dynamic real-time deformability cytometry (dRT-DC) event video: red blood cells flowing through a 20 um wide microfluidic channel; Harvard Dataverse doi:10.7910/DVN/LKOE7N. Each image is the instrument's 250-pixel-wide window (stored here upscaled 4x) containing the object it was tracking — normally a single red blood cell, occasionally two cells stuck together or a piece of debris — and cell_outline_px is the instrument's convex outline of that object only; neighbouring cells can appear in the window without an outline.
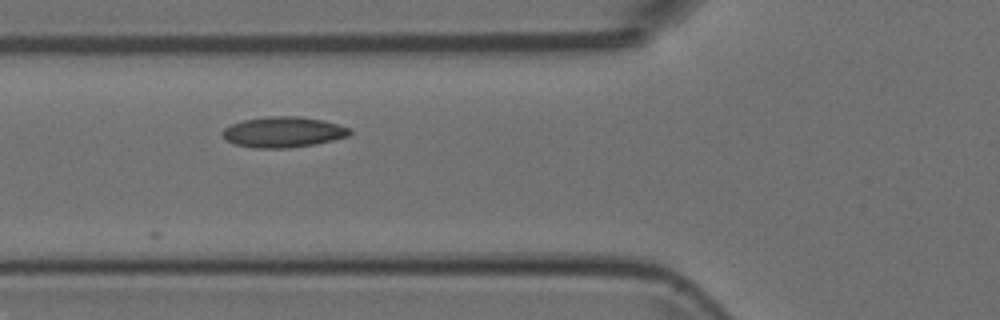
{"species": "Egyptian fruit bat (a non-hibernating species)", "species_latin": "Rousettus aegyptiacus", "temperature_condition": "room temperature", "stored_images_in_passage": 7, "camera_frame_rate_fps": 3000, "um_per_image_px": 0.085, "animal": {"sex": "female"}, "frame": {"image": 1, "passage_image": 2, "time_ms": 0.333, "image_size_px": [1000, 320], "cell_outline_px": [[352, 132], [348, 136], [316, 144], [288, 148], [256, 148], [232, 144], [220, 132], [224, 128], [232, 124], [244, 120], [264, 116], [300, 116], [324, 120], [348, 128]], "centroid_in_image_um": [24.05, 11.22], "position_along_channel_um": 101.7, "area_um2": 22.72}}
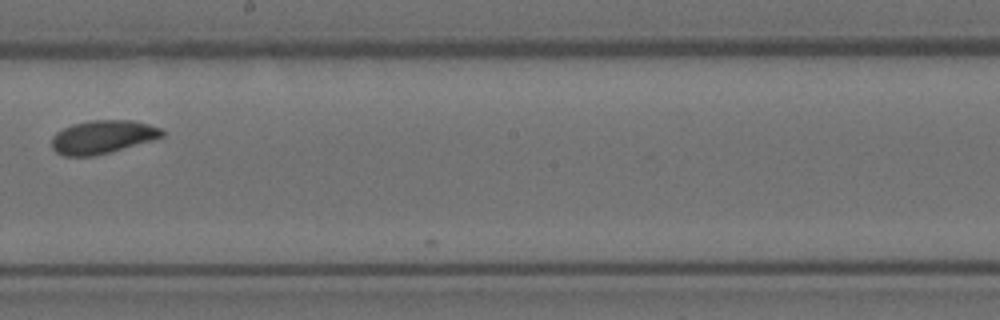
{"frame": {"image": 2, "passage_image": 5, "time_ms": 1.333, "image_size_px": [1000, 320], "cell_outline_px": [[164, 136], [152, 140], [96, 156], [64, 156], [56, 152], [52, 148], [52, 136], [56, 132], [72, 124], [92, 120], [132, 120], [164, 128]], "centroid_in_image_um": [8.73, 11.64], "position_along_channel_um": 239.5, "area_um2": 21.5}}
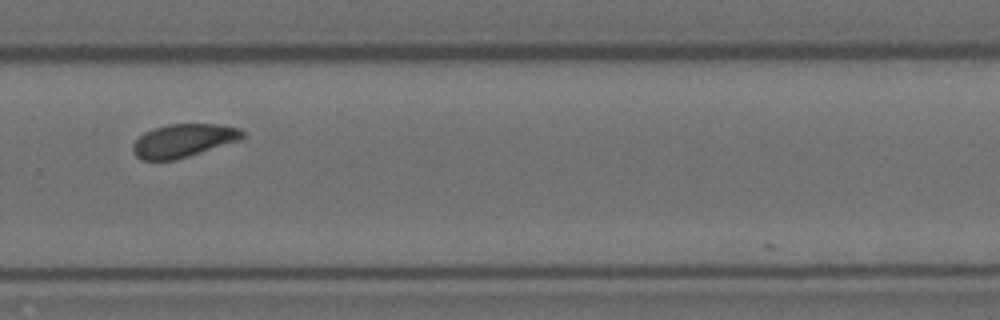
{"frame": {"image": 3, "passage_image": 7, "time_ms": 2.0, "image_size_px": [1000, 320], "cell_outline_px": [[244, 136], [240, 140], [176, 160], [140, 160], [132, 152], [132, 144], [144, 132], [152, 128], [168, 124], [220, 124], [240, 128], [244, 132]], "centroid_in_image_um": [15.57, 11.95], "position_along_channel_um": 314.2, "area_um2": 21.39}}